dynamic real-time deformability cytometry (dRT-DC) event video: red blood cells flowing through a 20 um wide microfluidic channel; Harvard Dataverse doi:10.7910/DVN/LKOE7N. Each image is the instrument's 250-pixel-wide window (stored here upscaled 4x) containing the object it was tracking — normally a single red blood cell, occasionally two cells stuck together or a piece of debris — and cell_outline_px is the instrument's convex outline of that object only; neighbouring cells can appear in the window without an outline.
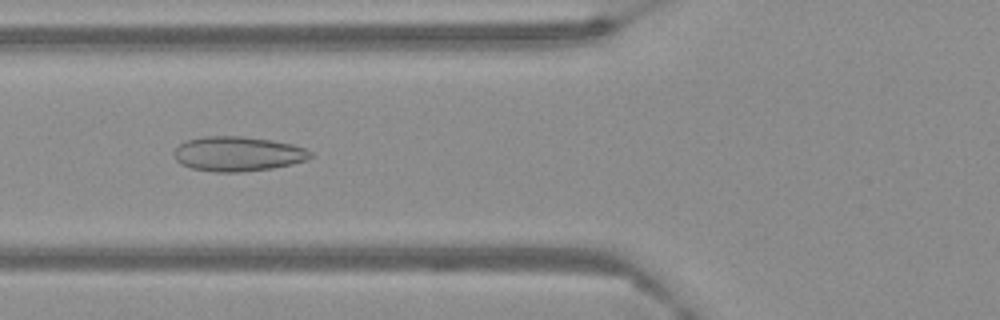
{"species": "Egyptian fruit bat (a non-hibernating species)", "species_latin": "Rousettus aegyptiacus", "temperature_condition": "warm", "stored_images_in_passage": 55, "camera_frame_rate_fps": 3000, "um_per_image_px": 0.085, "frame": {"image": 1, "passage_image": 17, "time_ms": 5.333, "image_size_px": [1000, 320], "cell_outline_px": [[312, 156], [308, 160], [292, 164], [272, 168], [244, 172], [216, 172], [192, 168], [180, 164], [176, 160], [172, 152], [184, 140], [204, 136], [244, 136], [272, 140], [292, 144], [304, 148], [312, 152]], "centroid_in_image_um": [20.2, 13.07], "position_along_channel_um": 105.6, "area_um2": 27.86}}
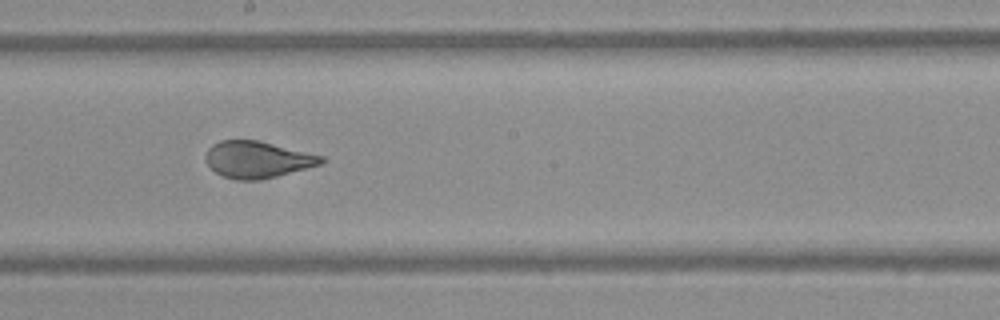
{"frame": {"image": 2, "passage_image": 28, "time_ms": 9.0, "image_size_px": [1000, 320], "cell_outline_px": [[328, 160], [320, 164], [276, 176], [256, 180], [240, 180], [224, 176], [216, 172], [204, 160], [204, 156], [208, 148], [212, 144], [220, 140], [256, 140], [324, 156]], "centroid_in_image_um": [21.86, 13.55], "position_along_channel_um": 226.3, "area_um2": 24.45}}
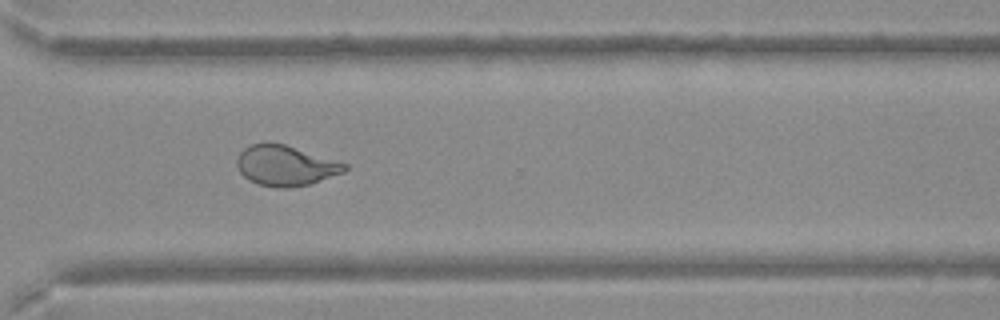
{"frame": {"image": 3, "passage_image": 39, "time_ms": 12.667, "image_size_px": [1000, 320], "cell_outline_px": [[348, 168], [344, 172], [308, 184], [288, 188], [276, 188], [260, 184], [248, 180], [240, 172], [236, 164], [236, 160], [240, 152], [244, 148], [252, 144], [284, 144], [348, 164]], "centroid_in_image_um": [24.26, 14.09], "position_along_channel_um": 346.3, "area_um2": 24.91}}